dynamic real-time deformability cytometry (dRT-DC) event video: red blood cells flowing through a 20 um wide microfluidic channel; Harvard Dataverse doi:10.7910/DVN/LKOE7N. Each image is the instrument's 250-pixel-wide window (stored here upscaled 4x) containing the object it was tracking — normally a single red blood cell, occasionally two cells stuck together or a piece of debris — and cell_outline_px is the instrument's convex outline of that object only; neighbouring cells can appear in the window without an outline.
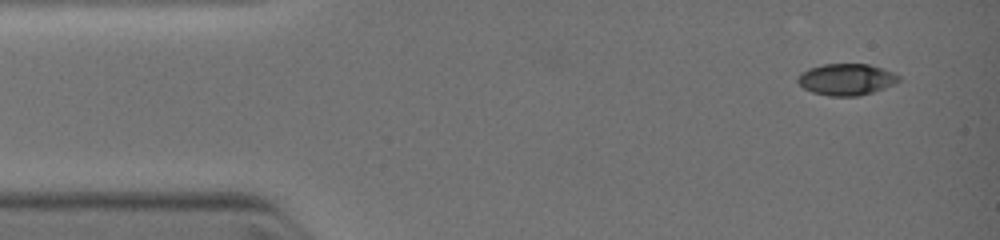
{"species": "common noctule bat (a hibernating species)", "species_latin": "Nyctalus noctula", "temperature_condition": "warm", "stored_images_in_passage": 5, "camera_frame_rate_fps": 3000, "um_per_image_px": 0.085, "animal": {"sex": "female", "body_mass_g": 19.0, "forearm_length_mm": 51.5}, "frame": {"image": 1, "passage_image": 1, "time_ms": 0.0, "image_size_px": [1000, 240], "cell_outline_px": [[900, 80], [896, 84], [860, 96], [828, 96], [812, 92], [804, 88], [796, 80], [800, 72], [808, 68], [824, 64], [868, 64], [892, 72], [900, 76]], "centroid_in_image_um": [71.93, 6.75], "position_along_channel_um": 13.1, "area_um2": 18.61}}
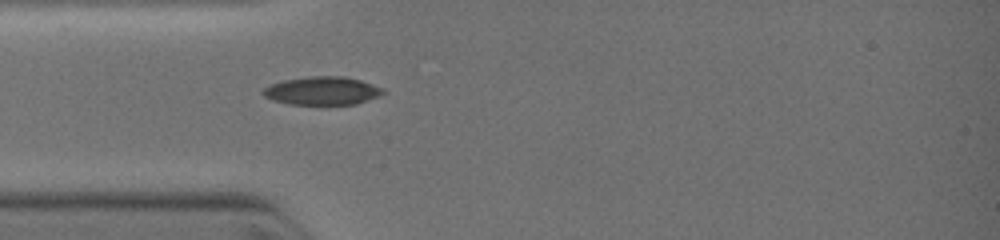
{"frame": {"image": 2, "passage_image": 5, "time_ms": 2.667, "image_size_px": [1000, 240], "cell_outline_px": [[388, 92], [380, 96], [356, 104], [292, 104], [272, 100], [264, 96], [260, 92], [264, 88], [272, 84], [284, 80], [312, 76], [344, 76], [360, 80], [384, 88]], "centroid_in_image_um": [27.43, 7.71], "position_along_channel_um": 57.6, "area_um2": 19.77}}